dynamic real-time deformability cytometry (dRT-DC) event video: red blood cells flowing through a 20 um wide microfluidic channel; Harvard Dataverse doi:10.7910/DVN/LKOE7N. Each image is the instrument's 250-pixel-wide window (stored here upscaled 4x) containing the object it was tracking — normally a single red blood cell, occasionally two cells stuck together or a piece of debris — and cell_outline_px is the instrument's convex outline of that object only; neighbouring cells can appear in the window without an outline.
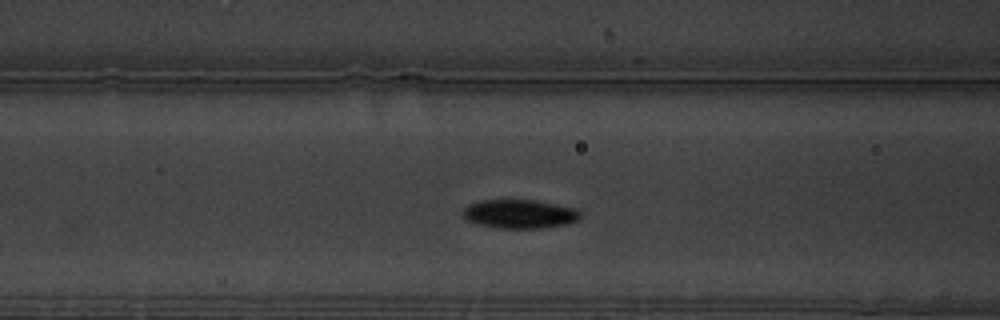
{"species": "common noctule bat (a hibernating species)", "species_latin": "Nyctalus noctula", "temperature_condition": "warm", "stored_images_in_passage": 51, "camera_frame_rate_fps": 3000, "um_per_image_px": 0.085, "animal": {"sex": "male", "body_mass_g": 19.5, "forearm_length_mm": 54.6}, "frame": {"image": 1, "passage_image": 15, "time_ms": 4.667, "image_size_px": [1000, 320], "cell_outline_px": [[572, 216], [568, 220], [548, 224], [500, 224], [480, 220], [472, 216], [468, 212], [472, 208], [480, 204], [536, 204], [556, 208], [572, 212]], "centroid_in_image_um": [44.15, 18.19], "position_along_channel_um": 122.4, "area_um2": 12.37}}
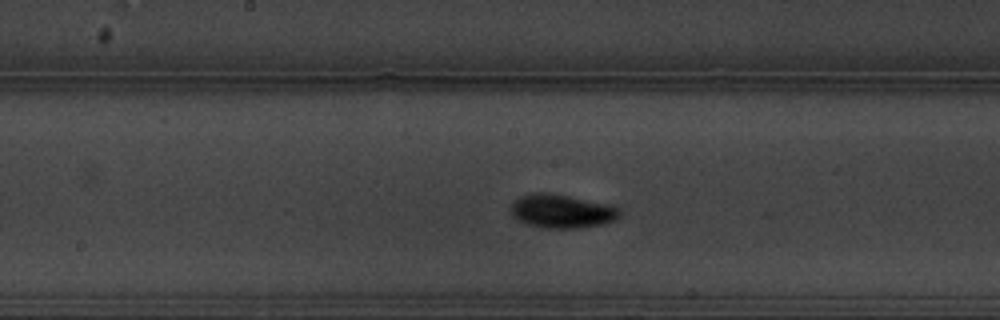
{"frame": {"image": 2, "passage_image": 22, "time_ms": 7.0, "image_size_px": [1000, 320], "cell_outline_px": [[612, 212], [608, 216], [600, 220], [580, 224], [548, 224], [532, 220], [524, 216], [516, 208], [524, 200], [568, 200], [604, 208]], "centroid_in_image_um": [47.73, 18.01], "position_along_channel_um": 200.5, "area_um2": 12.6}}
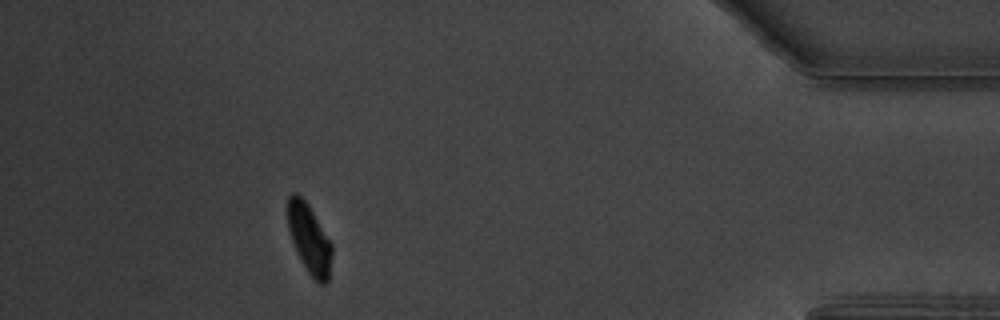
{"frame": {"image": 3, "passage_image": 45, "time_ms": 14.667, "image_size_px": [1000, 320], "cell_outline_px": [[328, 276], [324, 280], [320, 280], [312, 272], [304, 260], [296, 244], [292, 232], [288, 216], [288, 204], [292, 196], [296, 196], [308, 208], [328, 244]], "centroid_in_image_um": [26.24, 20.24], "position_along_channel_um": 409.0, "area_um2": 13.76}, "authors_computed_cell_mechanics": {"area_um2": 13.1784, "velocity_mm_per_s": 3.3493, "shape_relaxation_time_tau1_ms": 2.4143, "shape_relaxation_time_tau2_ms": null, "deformation_change_tau1": 0.1315, "deformation_change_tau2": null}}